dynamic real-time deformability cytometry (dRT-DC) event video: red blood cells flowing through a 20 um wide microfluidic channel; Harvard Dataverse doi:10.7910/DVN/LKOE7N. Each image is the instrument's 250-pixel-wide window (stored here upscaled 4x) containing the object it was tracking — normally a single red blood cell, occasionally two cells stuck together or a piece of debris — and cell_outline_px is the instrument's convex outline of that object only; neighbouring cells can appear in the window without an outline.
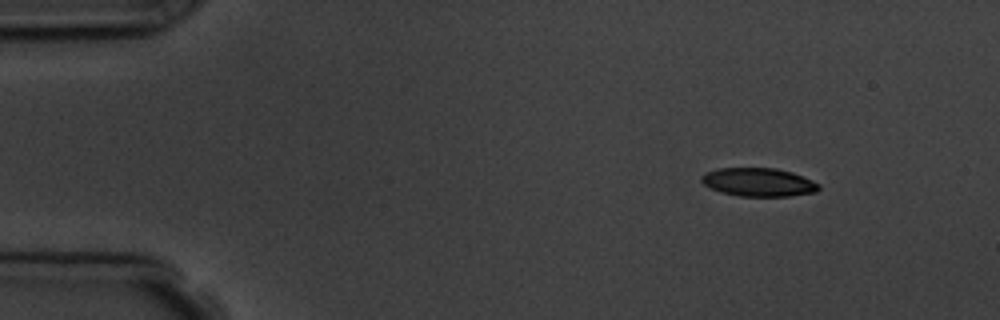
{"species": "common noctule bat (a hibernating species)", "species_latin": "Nyctalus noctula", "temperature_condition": "room temperature", "stored_images_in_passage": 9, "camera_frame_rate_fps": 3000, "um_per_image_px": 0.085, "animal": {"sex": "male", "body_mass_g": 19.5, "forearm_length_mm": 54.6}, "frame": {"image": 1, "passage_image": 1, "time_ms": 0.0, "image_size_px": [1000, 320], "cell_outline_px": [[820, 188], [816, 192], [788, 196], [740, 196], [720, 192], [704, 184], [700, 180], [700, 176], [704, 172], [716, 168], [776, 168], [792, 172], [812, 180], [820, 184]], "centroid_in_image_um": [64.46, 15.48], "position_along_channel_um": 20.5, "area_um2": 19.54}}
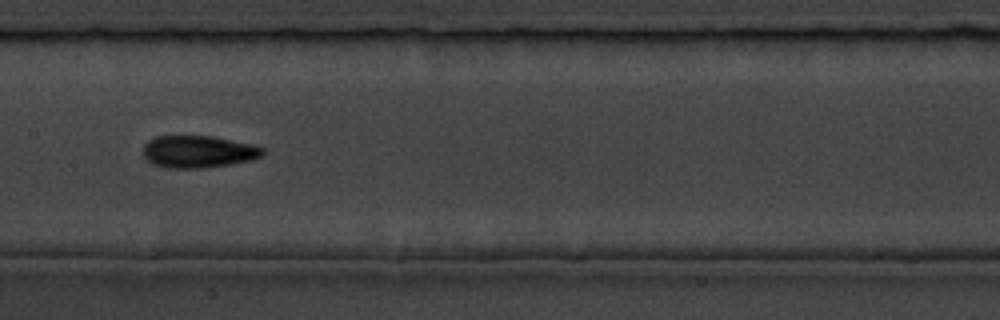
{"frame": {"image": 2, "passage_image": 7, "time_ms": 7.0, "image_size_px": [1000, 320], "cell_outline_px": [[264, 156], [252, 160], [208, 168], [168, 168], [152, 164], [144, 156], [144, 144], [148, 140], [156, 136], [212, 136], [256, 144], [264, 148]], "centroid_in_image_um": [16.91, 12.89], "position_along_channel_um": 190.5, "area_um2": 22.77}}
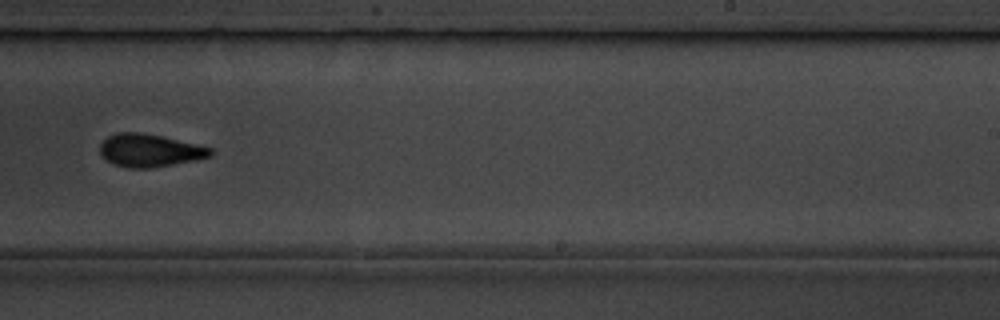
{"frame": {"image": 3, "passage_image": 9, "time_ms": 9.333, "image_size_px": [1000, 320], "cell_outline_px": [[212, 156], [196, 160], [152, 168], [128, 168], [112, 164], [100, 156], [100, 144], [108, 136], [116, 132], [140, 132], [164, 136], [212, 148]], "centroid_in_image_um": [12.7, 12.79], "position_along_channel_um": 276.3, "area_um2": 21.39}}